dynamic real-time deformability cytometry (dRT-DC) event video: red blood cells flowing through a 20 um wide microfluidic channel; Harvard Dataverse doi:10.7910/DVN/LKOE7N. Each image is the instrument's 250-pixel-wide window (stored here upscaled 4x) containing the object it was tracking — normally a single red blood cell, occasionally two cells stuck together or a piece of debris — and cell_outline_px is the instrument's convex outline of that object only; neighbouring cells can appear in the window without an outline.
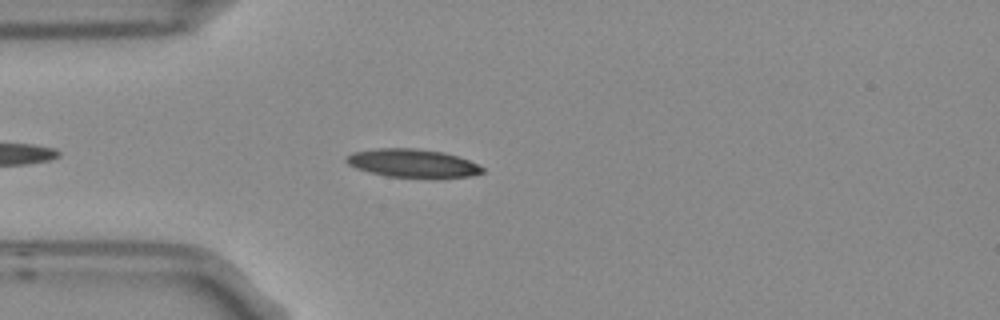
{"species": "Egyptian fruit bat (a non-hibernating species)", "species_latin": "Rousettus aegyptiacus", "temperature_condition": "room temperature", "stored_images_in_passage": 4, "camera_frame_rate_fps": 3000, "um_per_image_px": 0.085, "frame": {"image": 1, "passage_image": 4, "time_ms": 1.0, "image_size_px": [1000, 320], "cell_outline_px": [[484, 172], [472, 176], [388, 176], [356, 168], [348, 164], [344, 160], [352, 152], [376, 148], [416, 148], [444, 152], [468, 160], [484, 168]], "centroid_in_image_um": [35.03, 13.84], "position_along_channel_um": 50.0, "area_um2": 21.79}}